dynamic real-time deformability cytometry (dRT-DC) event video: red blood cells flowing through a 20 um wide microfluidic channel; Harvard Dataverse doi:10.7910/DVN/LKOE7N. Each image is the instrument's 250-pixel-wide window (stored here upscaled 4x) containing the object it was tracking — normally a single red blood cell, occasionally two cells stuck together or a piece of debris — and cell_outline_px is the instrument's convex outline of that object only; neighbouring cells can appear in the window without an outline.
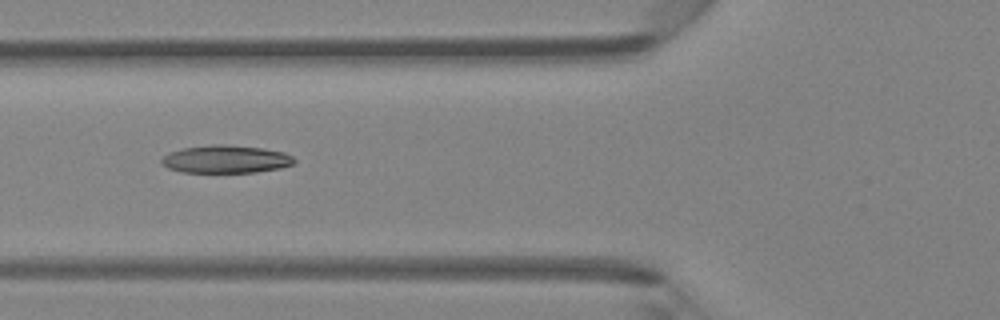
{"species": "Egyptian fruit bat (a non-hibernating species)", "species_latin": "Rousettus aegyptiacus", "temperature_condition": "room temperature", "stored_images_in_passage": 4, "camera_frame_rate_fps": 3000, "um_per_image_px": 0.085, "animal": {"sex": "female"}, "frame": {"image": 1, "passage_image": 4, "time_ms": 3.667, "image_size_px": [1000, 320], "cell_outline_px": [[296, 160], [292, 164], [280, 168], [256, 172], [180, 172], [168, 168], [160, 164], [160, 160], [168, 152], [184, 148], [212, 144], [224, 144], [264, 148], [284, 152], [292, 156]], "centroid_in_image_um": [19.17, 13.53], "position_along_channel_um": 106.6, "area_um2": 21.62}}